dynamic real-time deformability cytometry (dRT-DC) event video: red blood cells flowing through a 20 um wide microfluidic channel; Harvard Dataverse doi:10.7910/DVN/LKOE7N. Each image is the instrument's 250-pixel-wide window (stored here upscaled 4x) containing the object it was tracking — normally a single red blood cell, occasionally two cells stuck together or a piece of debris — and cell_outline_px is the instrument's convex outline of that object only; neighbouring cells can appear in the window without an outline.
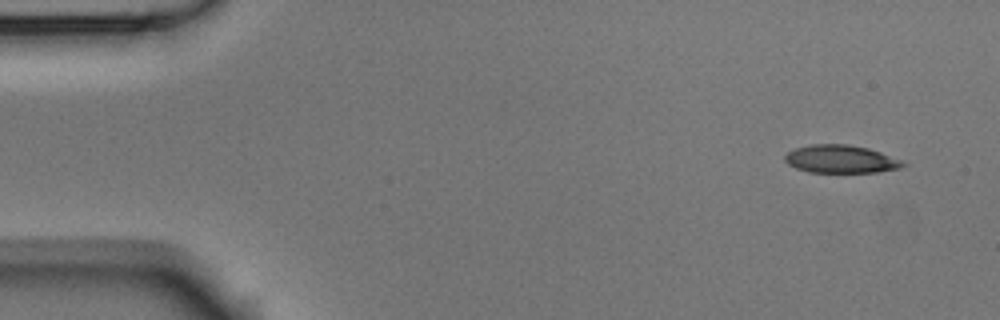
{"species": "Egyptian fruit bat (a non-hibernating species)", "species_latin": "Rousettus aegyptiacus", "temperature_condition": "room temperature", "stored_images_in_passage": 9, "camera_frame_rate_fps": 3000, "um_per_image_px": 0.085, "animal": {"sex": "male"}, "frame": {"image": 1, "passage_image": 1, "time_ms": 0.0, "image_size_px": [1000, 320], "cell_outline_px": [[908, 164], [900, 168], [876, 172], [808, 172], [796, 168], [788, 164], [784, 160], [784, 156], [788, 152], [796, 148], [812, 144], [848, 144], [868, 148], [880, 152], [900, 160]], "centroid_in_image_um": [71.45, 13.52], "position_along_channel_um": 13.5, "area_um2": 19.13}}
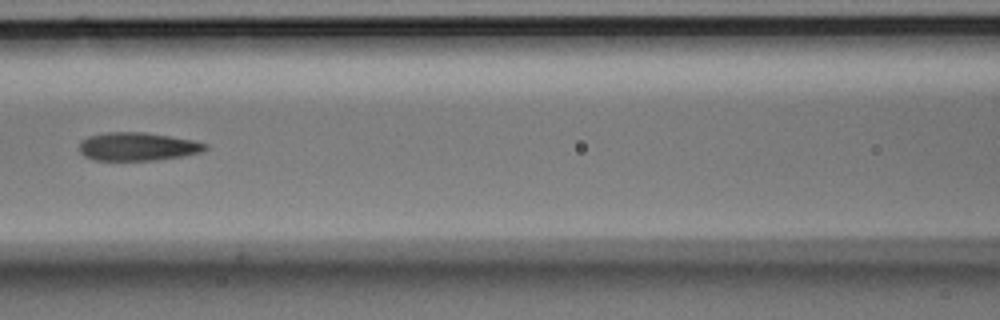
{"frame": {"image": 2, "passage_image": 6, "time_ms": 1.667, "image_size_px": [1000, 320], "cell_outline_px": [[208, 148], [200, 152], [184, 156], [156, 160], [92, 160], [84, 156], [80, 152], [80, 140], [88, 136], [104, 132], [144, 132], [192, 140], [208, 144]], "centroid_in_image_um": [11.66, 12.46], "position_along_channel_um": 154.9, "area_um2": 20.81}}
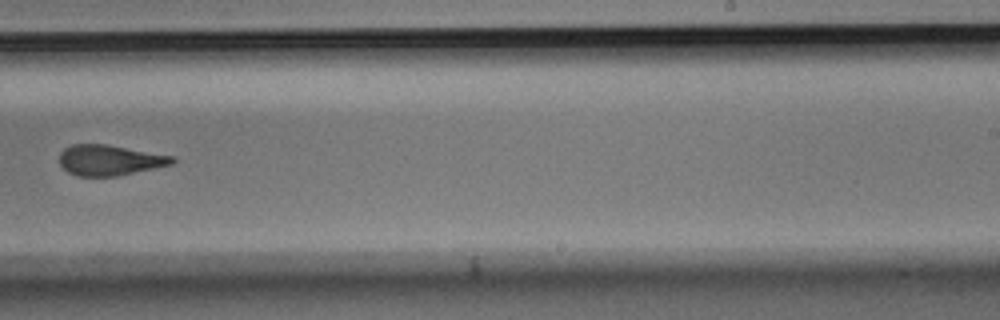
{"frame": {"image": 3, "passage_image": 9, "time_ms": 2.667, "image_size_px": [1000, 320], "cell_outline_px": [[176, 160], [172, 164], [116, 176], [76, 176], [68, 172], [60, 164], [60, 152], [64, 148], [72, 144], [104, 144], [176, 156]], "centroid_in_image_um": [9.32, 13.61], "position_along_channel_um": 279.7, "area_um2": 20.0}}